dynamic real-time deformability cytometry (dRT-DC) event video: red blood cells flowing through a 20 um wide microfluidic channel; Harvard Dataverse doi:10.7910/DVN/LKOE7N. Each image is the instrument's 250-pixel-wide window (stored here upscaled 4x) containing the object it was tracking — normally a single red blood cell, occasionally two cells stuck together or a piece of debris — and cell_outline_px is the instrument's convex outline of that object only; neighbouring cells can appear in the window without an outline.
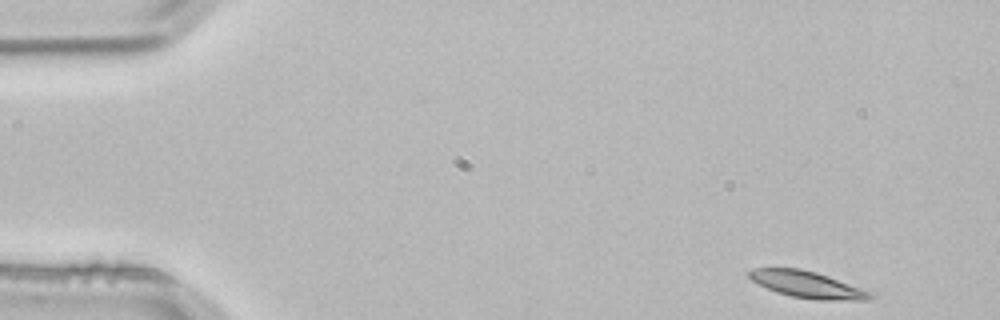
{"species": "common noctule bat (a hibernating species)", "species_latin": "Nyctalus noctula", "temperature_condition": "room temperature", "stored_images_in_passage": 4, "segment_of_instrument_passage": [1, 2], "camera_frame_rate_fps": 3000, "um_per_image_px": 0.085, "animal": {"sex": "male", "body_mass_g": 21.5, "forearm_length_mm": 52.0}, "frame": {"image": 1, "passage_image": 1, "time_ms": 0.0, "image_size_px": [1000, 320], "cell_outline_px": [[876, 296], [872, 300], [816, 300], [792, 296], [776, 292], [752, 280], [748, 276], [748, 272], [752, 268], [800, 268], [816, 272], [828, 276], [868, 292]], "centroid_in_image_um": [68.59, 24.19], "position_along_channel_um": 16.4, "area_um2": 18.5}}
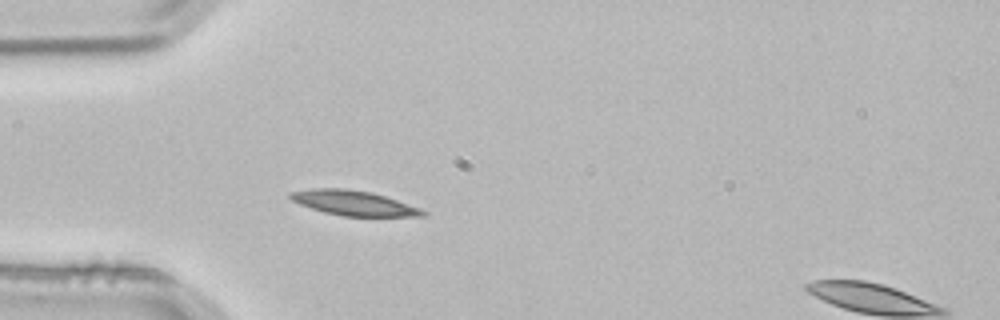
{"frame": {"image": 2, "passage_image": 3, "time_ms": 0.667, "image_size_px": [1000, 320], "cell_outline_px": [[428, 212], [424, 216], [344, 216], [324, 212], [300, 204], [292, 200], [288, 196], [288, 192], [312, 188], [344, 188], [372, 192], [420, 208]], "centroid_in_image_um": [30.04, 17.25], "position_along_channel_um": 55.0, "area_um2": 19.07}}